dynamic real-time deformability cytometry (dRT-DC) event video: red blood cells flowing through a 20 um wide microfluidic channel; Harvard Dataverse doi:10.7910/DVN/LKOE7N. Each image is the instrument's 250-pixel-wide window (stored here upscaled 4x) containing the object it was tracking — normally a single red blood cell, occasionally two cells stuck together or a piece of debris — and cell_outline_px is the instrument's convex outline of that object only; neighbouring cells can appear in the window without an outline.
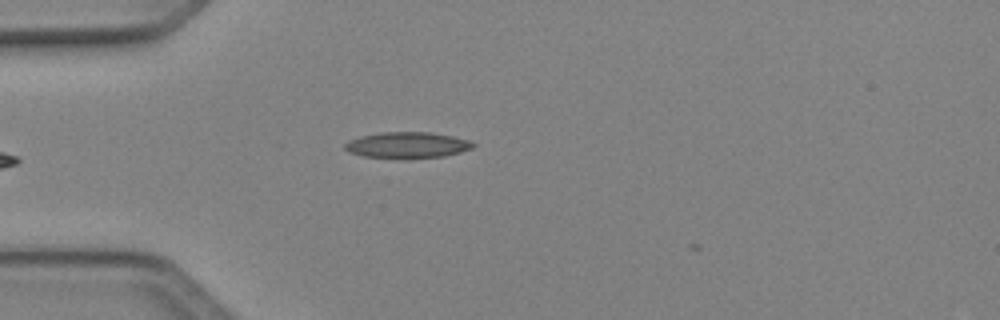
{"species": "Egyptian fruit bat (a non-hibernating species)", "species_latin": "Rousettus aegyptiacus", "temperature_condition": "cold", "stored_images_in_passage": 3, "camera_frame_rate_fps": 3000, "um_per_image_px": 0.085, "animal": {"sex": "female"}, "frame": {"image": 1, "passage_image": 2, "time_ms": 0.333, "image_size_px": [1000, 320], "cell_outline_px": [[476, 144], [472, 148], [460, 152], [444, 156], [408, 160], [400, 160], [364, 156], [348, 152], [344, 148], [344, 144], [348, 140], [360, 136], [380, 132], [428, 132], [452, 136], [468, 140]], "centroid_in_image_um": [34.58, 12.36], "position_along_channel_um": 50.4, "area_um2": 20.0}}